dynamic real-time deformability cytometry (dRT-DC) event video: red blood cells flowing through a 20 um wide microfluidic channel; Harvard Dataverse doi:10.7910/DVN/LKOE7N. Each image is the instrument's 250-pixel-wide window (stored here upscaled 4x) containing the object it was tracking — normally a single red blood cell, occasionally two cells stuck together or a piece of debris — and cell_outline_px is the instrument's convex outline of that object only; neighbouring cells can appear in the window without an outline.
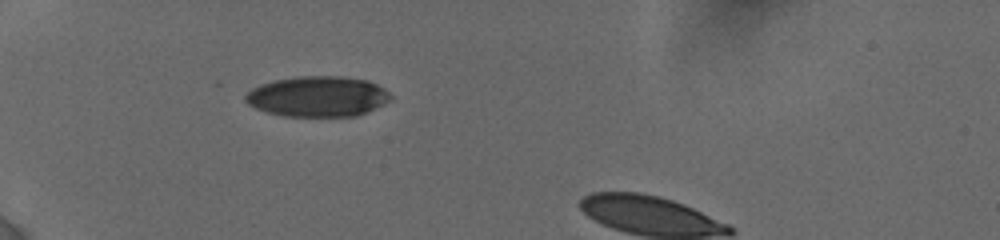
{"species": "human", "species_latin": "Homo sapiens", "temperature_condition": "cold", "stored_images_in_passage": 3, "camera_frame_rate_fps": 3000, "um_per_image_px": 0.085, "donor": {"sex": "female"}, "frame": {"image": 1, "passage_image": 1, "time_ms": 0.0, "image_size_px": [1000, 240], "cell_outline_px": [[392, 96], [388, 100], [356, 116], [284, 116], [268, 112], [256, 108], [248, 104], [244, 100], [244, 96], [252, 88], [260, 84], [276, 80], [300, 76], [340, 76], [368, 80], [384, 88]], "centroid_in_image_um": [26.96, 8.19], "position_along_channel_um": 58.0, "area_um2": 33.87}}